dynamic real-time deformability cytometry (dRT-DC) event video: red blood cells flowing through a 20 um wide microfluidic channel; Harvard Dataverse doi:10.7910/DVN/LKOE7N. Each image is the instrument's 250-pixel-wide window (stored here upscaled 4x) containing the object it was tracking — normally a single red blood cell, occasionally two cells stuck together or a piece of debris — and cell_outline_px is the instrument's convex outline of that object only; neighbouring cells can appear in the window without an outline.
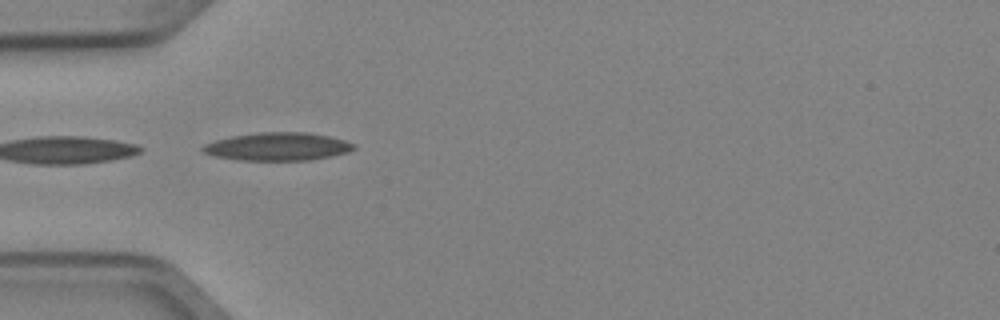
{"species": "Egyptian fruit bat (a non-hibernating species)", "species_latin": "Rousettus aegyptiacus", "temperature_condition": "cold", "stored_images_in_passage": 5, "camera_frame_rate_fps": 3000, "um_per_image_px": 0.085, "animal": {"sex": "female"}, "frame": {"image": 1, "passage_image": 5, "time_ms": 1.333, "image_size_px": [1000, 320], "cell_outline_px": [[356, 148], [348, 152], [312, 160], [236, 160], [216, 156], [204, 152], [200, 148], [204, 144], [216, 140], [232, 136], [260, 132], [308, 132], [328, 136], [344, 140], [356, 144]], "centroid_in_image_um": [23.62, 12.46], "position_along_channel_um": 61.4, "area_um2": 24.62}}